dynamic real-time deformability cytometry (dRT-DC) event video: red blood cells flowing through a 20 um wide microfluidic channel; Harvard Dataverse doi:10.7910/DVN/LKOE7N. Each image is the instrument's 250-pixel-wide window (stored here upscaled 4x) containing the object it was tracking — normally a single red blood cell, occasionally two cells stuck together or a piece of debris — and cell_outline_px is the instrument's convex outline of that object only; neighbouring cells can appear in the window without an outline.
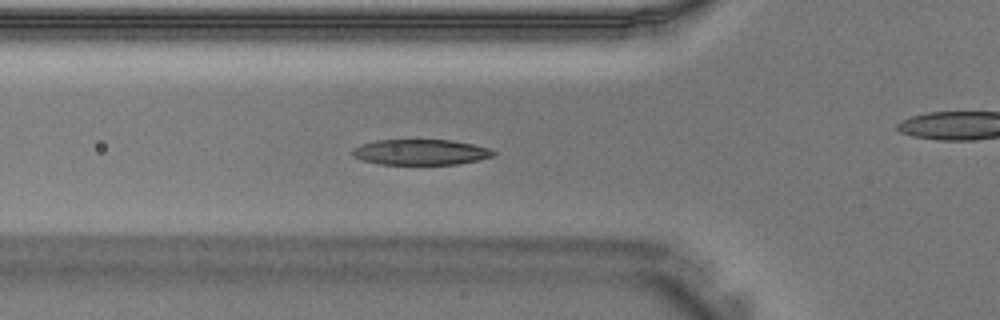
{"species": "Egyptian fruit bat (a non-hibernating species)", "species_latin": "Rousettus aegyptiacus", "temperature_condition": "warm", "stored_images_in_passage": 33, "camera_frame_rate_fps": 3000, "um_per_image_px": 0.085, "animal": {"sex": "male"}, "frame": {"image": 1, "passage_image": 6, "time_ms": 1.667, "image_size_px": [1000, 320], "cell_outline_px": [[496, 156], [456, 164], [380, 164], [364, 160], [352, 156], [352, 148], [360, 144], [376, 140], [452, 140], [472, 144], [488, 148], [496, 152]], "centroid_in_image_um": [35.74, 12.92], "position_along_channel_um": 90.1, "area_um2": 20.92}}